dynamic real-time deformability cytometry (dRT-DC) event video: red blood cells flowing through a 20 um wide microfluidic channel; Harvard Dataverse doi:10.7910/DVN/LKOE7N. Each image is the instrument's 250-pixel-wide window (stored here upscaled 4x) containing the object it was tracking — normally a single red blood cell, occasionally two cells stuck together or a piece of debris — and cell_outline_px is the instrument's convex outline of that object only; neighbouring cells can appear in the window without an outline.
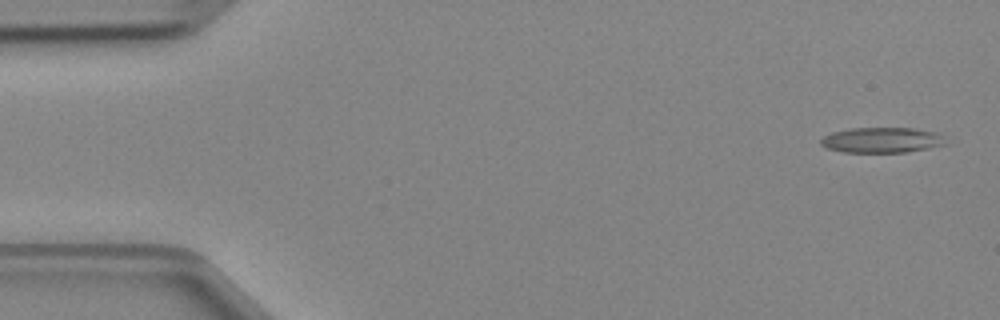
{"species": "Egyptian fruit bat (a non-hibernating species)", "species_latin": "Rousettus aegyptiacus", "temperature_condition": "cold", "stored_images_in_passage": 4, "camera_frame_rate_fps": 3000, "um_per_image_px": 0.085, "animal": {"sex": "female"}, "frame": {"image": 1, "passage_image": 1, "time_ms": 0.0, "image_size_px": [1000, 320], "cell_outline_px": [[948, 144], [908, 152], [844, 152], [828, 148], [820, 144], [820, 140], [824, 136], [832, 132], [852, 128], [912, 128], [940, 132], [944, 136]], "centroid_in_image_um": [75.02, 11.9], "position_along_channel_um": 10.0, "area_um2": 18.61}}
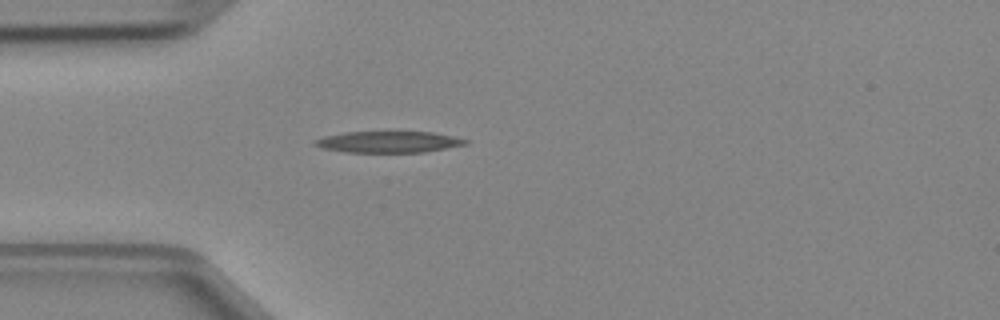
{"frame": {"image": 2, "passage_image": 4, "time_ms": 1.0, "image_size_px": [1000, 320], "cell_outline_px": [[468, 144], [424, 152], [344, 152], [320, 148], [312, 144], [312, 140], [324, 136], [344, 132], [432, 132], [452, 136], [468, 140]], "centroid_in_image_um": [32.95, 12.06], "position_along_channel_um": 52.0, "area_um2": 18.79}}